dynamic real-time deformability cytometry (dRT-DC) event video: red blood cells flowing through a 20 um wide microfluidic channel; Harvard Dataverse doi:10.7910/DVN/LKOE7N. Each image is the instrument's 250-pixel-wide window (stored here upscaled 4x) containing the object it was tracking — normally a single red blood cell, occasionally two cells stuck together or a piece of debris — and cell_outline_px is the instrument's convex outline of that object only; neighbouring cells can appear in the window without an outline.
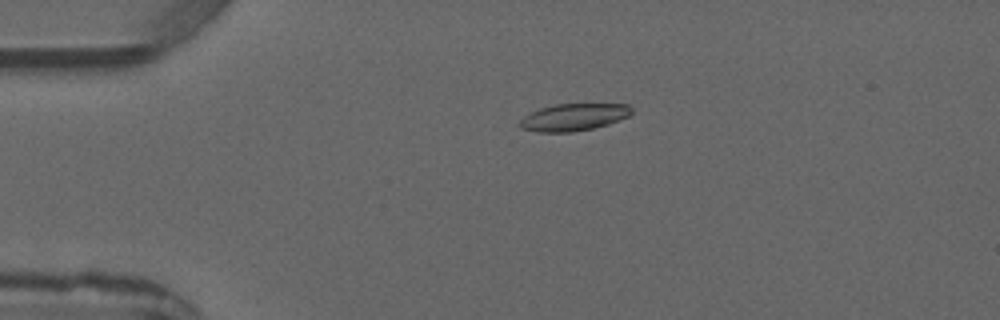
{"species": "common noctule bat (a hibernating species)", "species_latin": "Nyctalus noctula", "temperature_condition": "warm", "stored_images_in_passage": 4, "camera_frame_rate_fps": 3000, "um_per_image_px": 0.085, "animal": {"sex": "male", "forearm_length_mm": 52.5}, "frame": {"image": 1, "passage_image": 3, "time_ms": 2.333, "image_size_px": [1000, 320], "cell_outline_px": [[632, 112], [628, 116], [608, 124], [592, 128], [572, 132], [540, 132], [520, 128], [516, 124], [524, 116], [540, 108], [556, 104], [628, 104], [632, 108]], "centroid_in_image_um": [48.73, 9.96], "position_along_channel_um": 36.3, "area_um2": 17.63}}
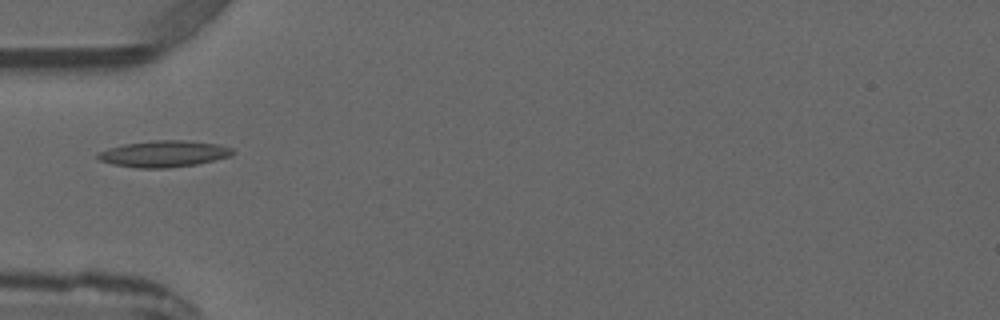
{"frame": {"image": 2, "passage_image": 4, "time_ms": 4.0, "image_size_px": [1000, 320], "cell_outline_px": [[236, 152], [232, 156], [196, 164], [168, 168], [136, 168], [112, 164], [100, 160], [96, 156], [96, 152], [108, 148], [124, 144], [152, 140], [184, 140], [220, 144], [232, 148]], "centroid_in_image_um": [13.93, 13.07], "position_along_channel_um": 71.1, "area_um2": 20.98}}